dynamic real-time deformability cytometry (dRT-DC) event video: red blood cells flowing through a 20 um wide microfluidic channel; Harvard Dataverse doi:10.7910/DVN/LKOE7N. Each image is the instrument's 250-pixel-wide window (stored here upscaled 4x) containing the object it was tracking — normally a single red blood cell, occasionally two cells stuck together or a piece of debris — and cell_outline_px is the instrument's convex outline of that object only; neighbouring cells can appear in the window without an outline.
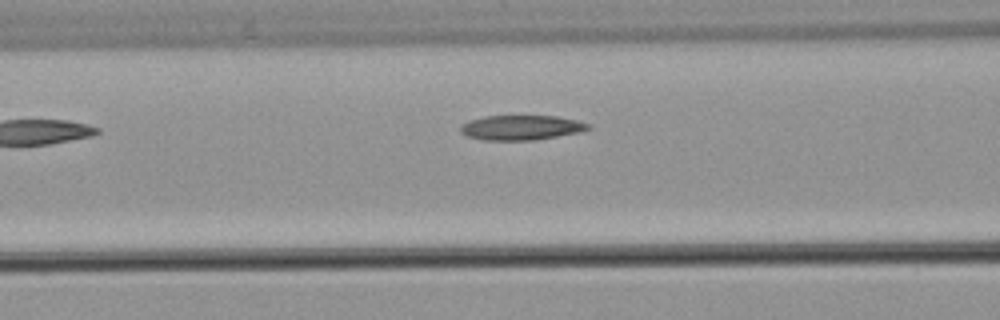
{"species": "common noctule bat (a hibernating species)", "species_latin": "Nyctalus noctula", "temperature_condition": "warm", "stored_images_in_passage": 8, "camera_frame_rate_fps": 3000, "um_per_image_px": 0.085, "animal": {"sex": "male", "body_mass_g": 21.5, "forearm_length_mm": 52.0}, "frame": {"image": 1, "passage_image": 8, "time_ms": 9.333, "image_size_px": [1000, 320], "cell_outline_px": [[592, 128], [580, 132], [536, 140], [484, 140], [468, 136], [460, 132], [460, 124], [468, 120], [484, 116], [556, 116], [576, 120], [592, 124]], "centroid_in_image_um": [44.31, 10.84], "position_along_channel_um": 122.3, "area_um2": 18.61}}